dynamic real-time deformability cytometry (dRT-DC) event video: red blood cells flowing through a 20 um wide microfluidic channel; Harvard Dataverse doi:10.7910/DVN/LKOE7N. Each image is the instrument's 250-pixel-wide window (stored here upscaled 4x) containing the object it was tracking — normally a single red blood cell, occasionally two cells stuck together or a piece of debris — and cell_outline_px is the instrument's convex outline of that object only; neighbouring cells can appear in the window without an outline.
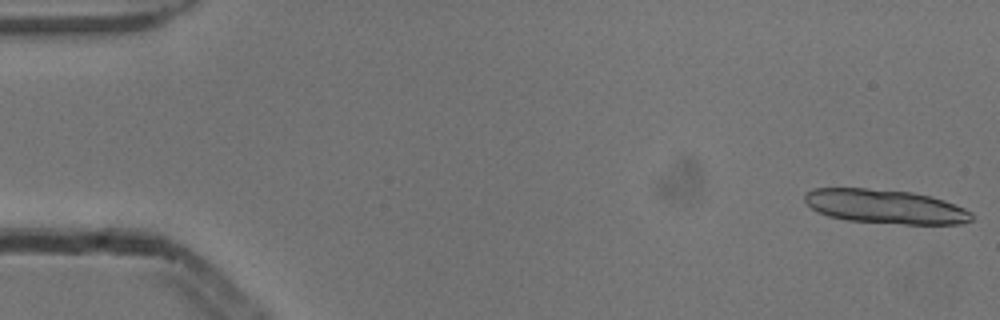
{"species": "common noctule bat (a hibernating species)", "species_latin": "Nyctalus noctula", "temperature_condition": "cold", "stored_images_in_passage": 5, "camera_frame_rate_fps": 3000, "um_per_image_px": 0.085, "animal": {"sex": "male", "body_mass_g": 13.3}, "frame": {"image": 1, "passage_image": 1, "time_ms": 0.0, "image_size_px": [1000, 320], "cell_outline_px": [[972, 220], [964, 224], [904, 224], [848, 220], [828, 216], [812, 208], [804, 200], [804, 192], [812, 188], [868, 188], [912, 192], [944, 200], [964, 208], [972, 212]], "centroid_in_image_um": [75.25, 17.55], "position_along_channel_um": 9.8, "area_um2": 33.18}}